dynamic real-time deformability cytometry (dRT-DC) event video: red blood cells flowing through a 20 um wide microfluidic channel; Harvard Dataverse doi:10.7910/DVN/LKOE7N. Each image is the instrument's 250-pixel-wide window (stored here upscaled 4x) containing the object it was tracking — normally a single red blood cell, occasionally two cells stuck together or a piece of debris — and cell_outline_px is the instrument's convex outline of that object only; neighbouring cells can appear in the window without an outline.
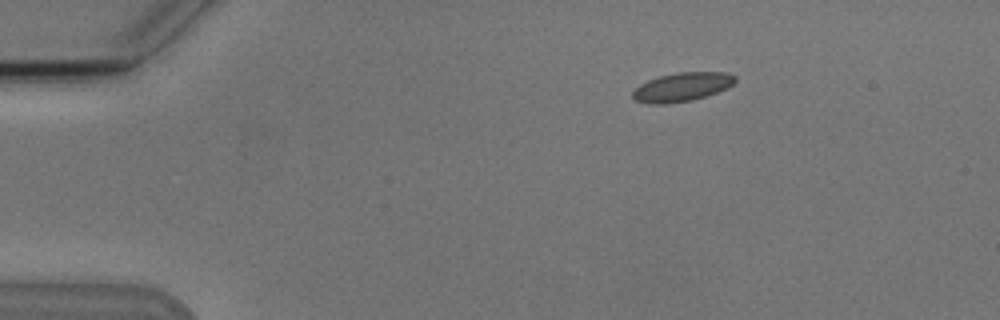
{"species": "Egyptian fruit bat (a non-hibernating species)", "species_latin": "Rousettus aegyptiacus", "temperature_condition": "cold", "stored_images_in_passage": 5, "camera_frame_rate_fps": 3000, "um_per_image_px": 0.085, "animal": {"sex": "male"}, "frame": {"image": 1, "passage_image": 3, "time_ms": 2.333, "image_size_px": [1000, 320], "cell_outline_px": [[736, 80], [728, 88], [692, 100], [668, 104], [648, 104], [636, 100], [632, 96], [632, 92], [640, 84], [648, 80], [660, 76], [680, 72], [724, 72], [736, 76]], "centroid_in_image_um": [57.96, 7.4], "position_along_channel_um": 27.0, "area_um2": 17.11}}